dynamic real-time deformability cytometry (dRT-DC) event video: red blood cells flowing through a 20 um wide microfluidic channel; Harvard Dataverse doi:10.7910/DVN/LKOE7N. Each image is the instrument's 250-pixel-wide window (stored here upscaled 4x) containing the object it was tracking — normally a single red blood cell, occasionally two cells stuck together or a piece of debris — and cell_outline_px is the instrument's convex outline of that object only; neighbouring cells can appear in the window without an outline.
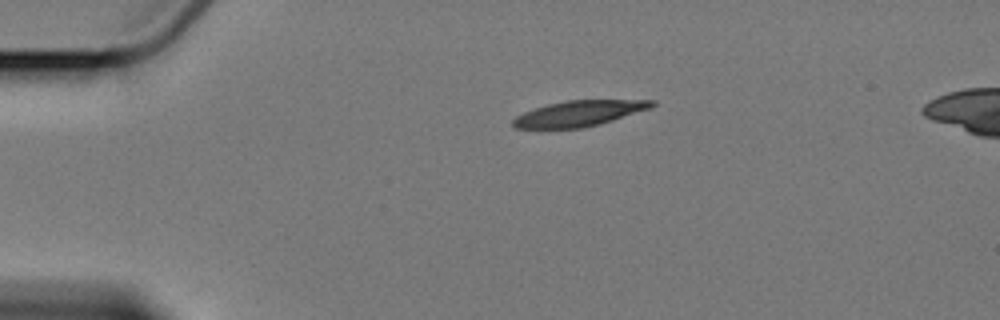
{"species": "Egyptian fruit bat (a non-hibernating species)", "species_latin": "Rousettus aegyptiacus", "temperature_condition": "cold", "stored_images_in_passage": 4, "camera_frame_rate_fps": 3000, "um_per_image_px": 0.085, "animal": {"sex": "female"}, "frame": {"image": 1, "passage_image": 1, "time_ms": 0.0, "image_size_px": [1000, 320], "cell_outline_px": [[656, 104], [652, 108], [600, 124], [584, 128], [516, 128], [512, 124], [512, 120], [516, 116], [524, 112], [548, 104], [568, 100], [656, 100]], "centroid_in_image_um": [49.26, 9.64], "position_along_channel_um": 35.7, "area_um2": 20.69}}
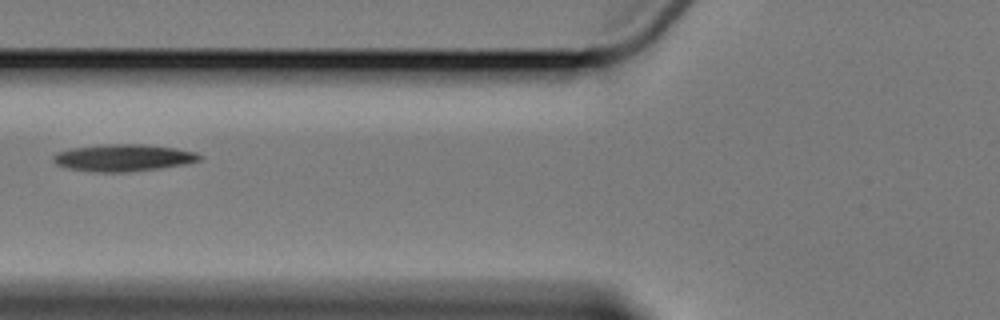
{"frame": {"image": 2, "passage_image": 4, "time_ms": 3.667, "image_size_px": [1000, 320], "cell_outline_px": [[204, 156], [200, 160], [184, 164], [160, 168], [128, 172], [100, 172], [68, 168], [56, 164], [52, 160], [52, 156], [56, 152], [72, 148], [100, 144], [144, 144], [176, 148], [196, 152]], "centroid_in_image_um": [10.48, 13.4], "position_along_channel_um": 115.3, "area_um2": 23.12}}